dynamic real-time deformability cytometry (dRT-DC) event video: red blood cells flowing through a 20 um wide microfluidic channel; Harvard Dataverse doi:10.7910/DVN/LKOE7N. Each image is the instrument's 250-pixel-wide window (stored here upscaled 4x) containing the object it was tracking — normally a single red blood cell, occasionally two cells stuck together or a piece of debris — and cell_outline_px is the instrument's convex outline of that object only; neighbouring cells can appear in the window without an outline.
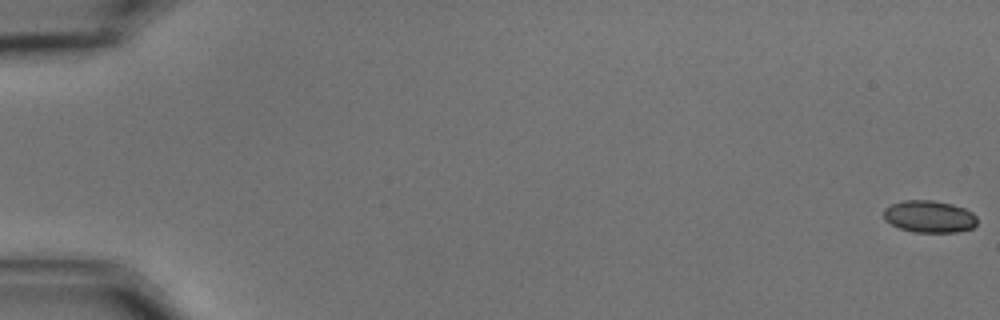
{"species": "common noctule bat (a hibernating species)", "species_latin": "Nyctalus noctula", "temperature_condition": "cold", "stored_images_in_passage": 25, "camera_frame_rate_fps": 3000, "um_per_image_px": 0.085, "animal": {"sex": "male", "body_mass_g": 15.6}, "frame": {"image": 1, "passage_image": 1, "time_ms": 0.0, "image_size_px": [1000, 320], "cell_outline_px": [[976, 224], [972, 228], [956, 232], [912, 232], [900, 228], [884, 220], [884, 208], [892, 204], [904, 200], [932, 200], [952, 204], [964, 208], [972, 212], [976, 216]], "centroid_in_image_um": [78.98, 18.4], "position_along_channel_um": 6.0, "area_um2": 17.46}}